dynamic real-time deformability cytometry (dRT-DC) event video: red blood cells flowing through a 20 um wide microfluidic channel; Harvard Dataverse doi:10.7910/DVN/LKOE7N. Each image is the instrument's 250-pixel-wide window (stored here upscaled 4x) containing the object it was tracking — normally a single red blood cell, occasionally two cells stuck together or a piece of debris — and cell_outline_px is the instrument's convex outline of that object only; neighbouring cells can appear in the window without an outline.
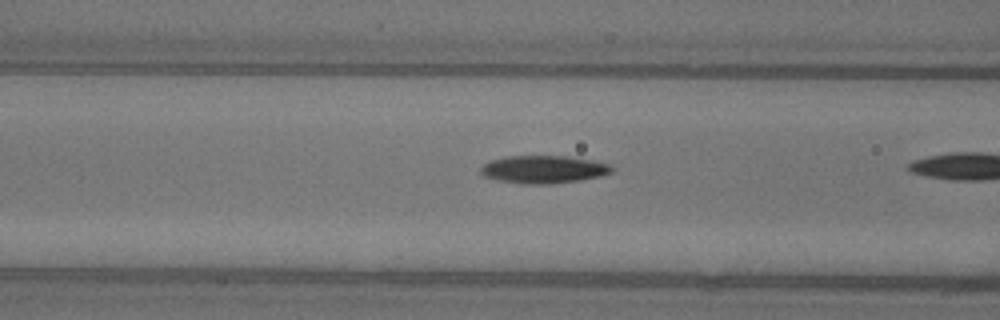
{"species": "common noctule bat (a hibernating species)", "species_latin": "Nyctalus noctula", "temperature_condition": "warm", "stored_images_in_passage": 9, "camera_frame_rate_fps": 3000, "um_per_image_px": 0.085, "animal": {"sex": "female"}, "frame": {"image": 1, "passage_image": 8, "time_ms": 2.333, "image_size_px": [1000, 320], "cell_outline_px": [[616, 168], [612, 172], [600, 176], [580, 180], [552, 184], [520, 184], [496, 180], [484, 176], [480, 172], [480, 168], [484, 164], [492, 160], [508, 156], [568, 156], [592, 160], [612, 164]], "centroid_in_image_um": [46.24, 14.4], "position_along_channel_um": 120.4, "area_um2": 21.44}}